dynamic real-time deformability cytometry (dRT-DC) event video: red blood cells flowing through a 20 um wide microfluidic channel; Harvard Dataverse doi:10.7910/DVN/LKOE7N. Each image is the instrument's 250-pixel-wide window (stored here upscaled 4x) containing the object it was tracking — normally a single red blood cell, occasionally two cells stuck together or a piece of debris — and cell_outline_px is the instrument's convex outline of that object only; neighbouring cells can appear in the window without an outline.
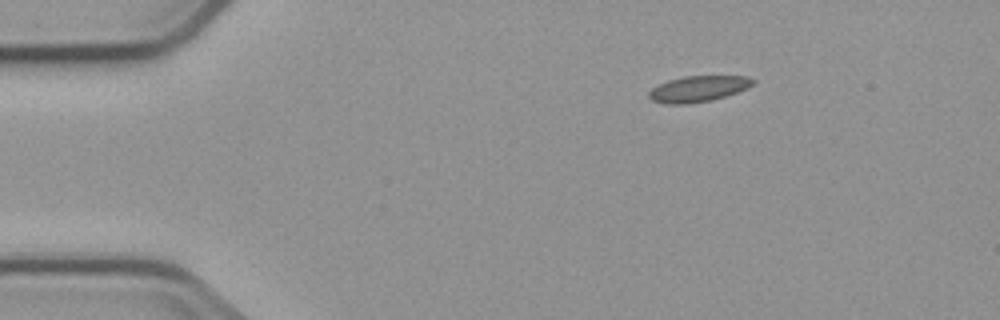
{"species": "common noctule bat (a hibernating species)", "species_latin": "Nyctalus noctula", "temperature_condition": "cold", "stored_images_in_passage": 3, "camera_frame_rate_fps": 3000, "um_per_image_px": 0.085, "animal": {"sex": "male", "body_mass_g": 23.1, "forearm_length_mm": 52.7}, "frame": {"image": 1, "passage_image": 1, "time_ms": 0.0, "image_size_px": [1000, 320], "cell_outline_px": [[756, 84], [748, 88], [712, 100], [684, 104], [668, 104], [652, 100], [648, 96], [648, 92], [652, 88], [668, 80], [684, 76], [748, 76], [756, 80]], "centroid_in_image_um": [59.38, 7.54], "position_along_channel_um": 25.6, "area_um2": 15.72}}
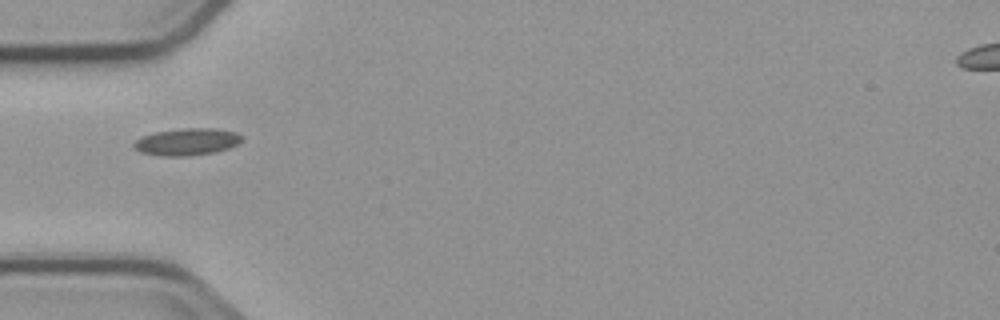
{"frame": {"image": 2, "passage_image": 3, "time_ms": 3.0, "image_size_px": [1000, 320], "cell_outline_px": [[244, 136], [236, 144], [228, 148], [216, 152], [188, 156], [160, 156], [140, 152], [132, 144], [140, 136], [156, 132], [184, 128], [216, 128], [236, 132]], "centroid_in_image_um": [15.88, 12.05], "position_along_channel_um": 69.1, "area_um2": 17.05}}